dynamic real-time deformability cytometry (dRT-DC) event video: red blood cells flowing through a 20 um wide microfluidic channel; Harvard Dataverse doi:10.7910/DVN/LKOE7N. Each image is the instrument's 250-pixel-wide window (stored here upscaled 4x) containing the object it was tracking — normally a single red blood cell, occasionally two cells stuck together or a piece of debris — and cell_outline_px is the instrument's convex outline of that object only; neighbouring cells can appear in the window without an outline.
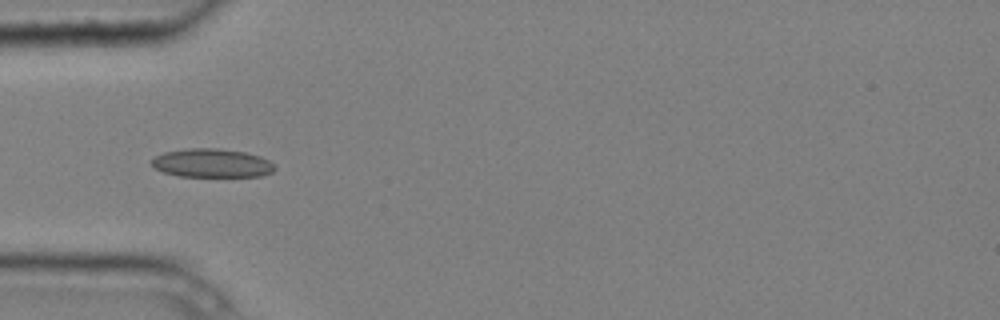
{"species": "common noctule bat (a hibernating species)", "species_latin": "Nyctalus noctula", "temperature_condition": "cold", "stored_images_in_passage": 5, "camera_frame_rate_fps": 3000, "um_per_image_px": 0.085, "animal": {"sex": "male", "body_mass_g": 20.4}, "frame": {"image": 1, "passage_image": 3, "time_ms": 0.667, "image_size_px": [1000, 320], "cell_outline_px": [[276, 168], [272, 172], [260, 176], [180, 176], [164, 172], [152, 168], [152, 160], [156, 156], [164, 152], [188, 148], [220, 148], [244, 152], [260, 156], [268, 160]], "centroid_in_image_um": [18.0, 13.86], "position_along_channel_um": 67.0, "area_um2": 20.46}}
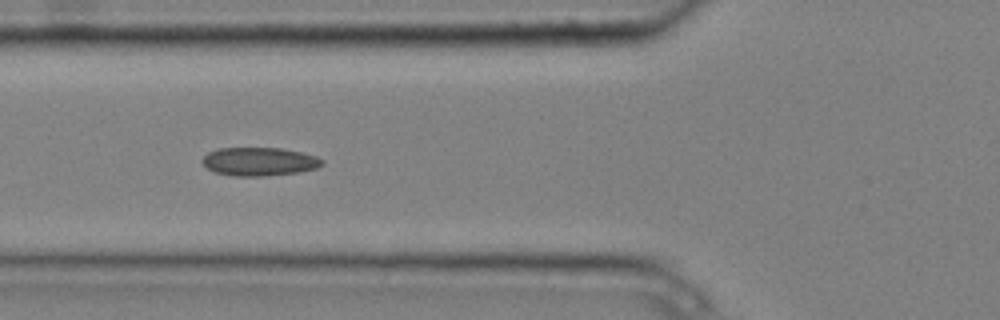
{"frame": {"image": 2, "passage_image": 4, "time_ms": 1.0, "image_size_px": [1000, 320], "cell_outline_px": [[324, 164], [316, 168], [300, 172], [264, 176], [232, 176], [216, 172], [208, 168], [204, 164], [204, 156], [208, 152], [216, 148], [280, 148], [300, 152], [316, 156], [324, 160]], "centroid_in_image_um": [22.07, 13.73], "position_along_channel_um": 103.7, "area_um2": 19.77}}
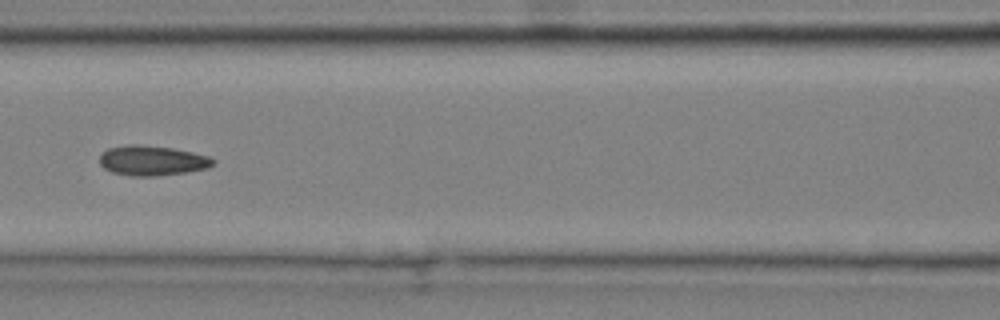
{"frame": {"image": 3, "passage_image": 5, "time_ms": 1.333, "image_size_px": [1000, 320], "cell_outline_px": [[216, 160], [208, 168], [184, 172], [156, 176], [132, 176], [112, 172], [104, 168], [100, 164], [100, 152], [108, 148], [128, 144], [140, 144], [172, 148], [192, 152], [208, 156]], "centroid_in_image_um": [12.89, 13.64], "position_along_channel_um": 153.7, "area_um2": 19.83}}